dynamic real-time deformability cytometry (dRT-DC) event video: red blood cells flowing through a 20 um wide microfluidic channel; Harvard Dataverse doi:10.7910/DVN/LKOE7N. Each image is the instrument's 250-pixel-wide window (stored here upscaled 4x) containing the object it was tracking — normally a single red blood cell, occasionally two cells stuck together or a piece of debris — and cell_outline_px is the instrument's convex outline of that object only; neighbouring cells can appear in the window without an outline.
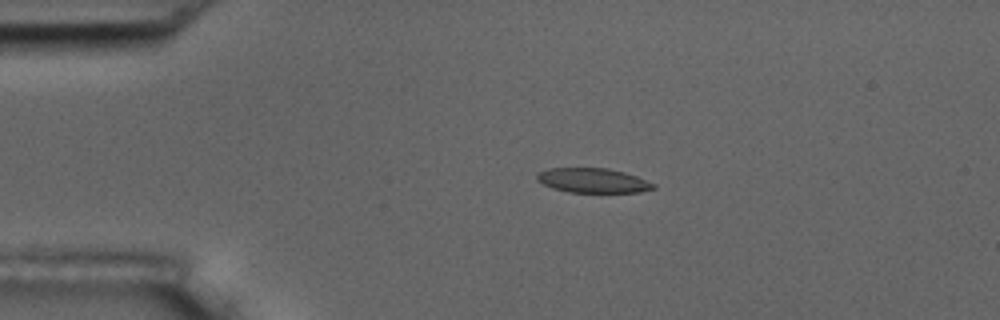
{"species": "common noctule bat (a hibernating species)", "species_latin": "Nyctalus noctula", "temperature_condition": "room temperature", "stored_images_in_passage": 7, "camera_frame_rate_fps": 3000, "um_per_image_px": 0.085, "animal": {"sex": "male", "body_mass_g": 17.5, "forearm_length_mm": 52.3}, "frame": {"image": 1, "passage_image": 4, "time_ms": 1.0, "image_size_px": [1000, 320], "cell_outline_px": [[656, 188], [640, 192], [568, 192], [552, 188], [536, 180], [536, 172], [548, 168], [608, 168], [624, 172], [636, 176], [656, 184]], "centroid_in_image_um": [50.37, 15.34], "position_along_channel_um": 34.6, "area_um2": 16.76}}
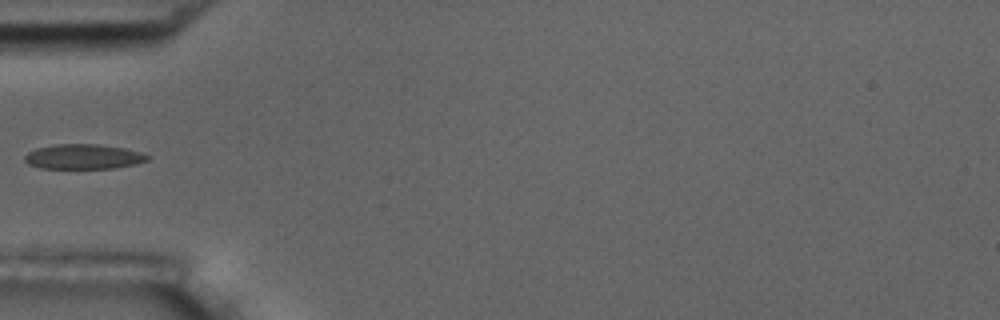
{"frame": {"image": 2, "passage_image": 6, "time_ms": 1.667, "image_size_px": [1000, 320], "cell_outline_px": [[148, 160], [136, 164], [112, 168], [40, 168], [28, 164], [24, 160], [24, 156], [28, 152], [36, 148], [56, 144], [100, 144], [124, 148], [140, 152], [148, 156]], "centroid_in_image_um": [7.06, 13.31], "position_along_channel_um": 77.9, "area_um2": 17.74}}